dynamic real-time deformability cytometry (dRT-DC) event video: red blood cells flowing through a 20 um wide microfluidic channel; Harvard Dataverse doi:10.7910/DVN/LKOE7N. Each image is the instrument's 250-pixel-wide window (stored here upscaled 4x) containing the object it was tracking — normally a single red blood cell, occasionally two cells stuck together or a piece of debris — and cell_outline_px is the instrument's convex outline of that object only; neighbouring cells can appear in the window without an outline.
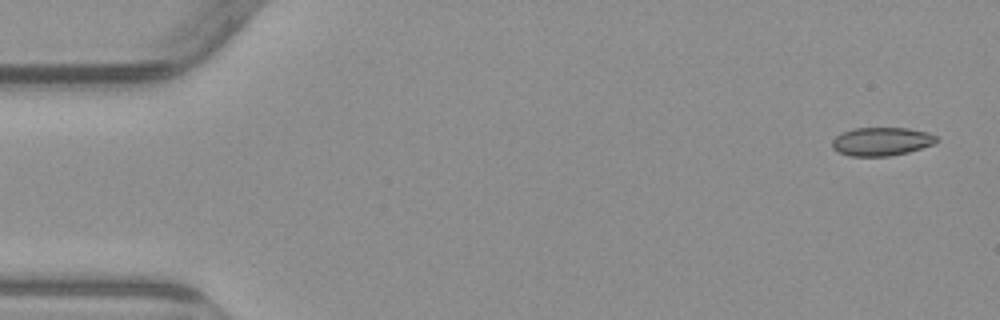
{"species": "common noctule bat (a hibernating species)", "species_latin": "Nyctalus noctula", "temperature_condition": "warm", "stored_images_in_passage": 5, "camera_frame_rate_fps": 3000, "um_per_image_px": 0.085, "animal": {"sex": "male", "body_mass_g": 23.1, "forearm_length_mm": 52.7}, "frame": {"image": 1, "passage_image": 1, "time_ms": 0.0, "image_size_px": [1000, 320], "cell_outline_px": [[936, 144], [908, 152], [888, 156], [848, 156], [832, 148], [832, 140], [836, 136], [844, 132], [856, 128], [908, 128], [928, 132], [936, 136]], "centroid_in_image_um": [74.94, 12.03], "position_along_channel_um": 10.1, "area_um2": 17.22}}
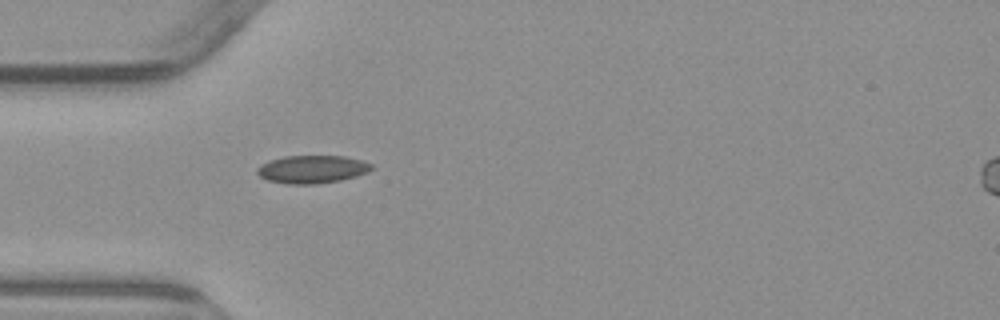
{"frame": {"image": 2, "passage_image": 5, "time_ms": 4.667, "image_size_px": [1000, 320], "cell_outline_px": [[372, 168], [368, 172], [356, 176], [340, 180], [316, 184], [288, 184], [268, 180], [260, 176], [256, 172], [256, 168], [260, 164], [268, 160], [284, 156], [344, 156], [364, 160], [372, 164]], "centroid_in_image_um": [26.52, 14.38], "position_along_channel_um": 58.5, "area_um2": 18.73}}